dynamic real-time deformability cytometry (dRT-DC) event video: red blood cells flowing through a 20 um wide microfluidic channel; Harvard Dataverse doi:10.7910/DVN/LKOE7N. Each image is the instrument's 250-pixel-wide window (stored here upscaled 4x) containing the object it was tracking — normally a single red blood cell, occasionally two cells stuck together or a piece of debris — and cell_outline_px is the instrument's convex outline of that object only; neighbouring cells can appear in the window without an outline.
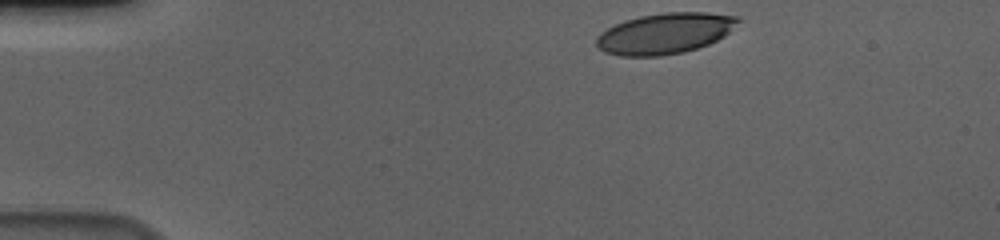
{"species": "human", "species_latin": "Homo sapiens", "temperature_condition": "cold", "stored_images_in_passage": 40, "camera_frame_rate_fps": 3000, "um_per_image_px": 0.085, "donor": {"sex": "male"}, "frame": {"image": 1, "passage_image": 1, "time_ms": 0.0, "image_size_px": [1000, 240], "cell_outline_px": [[744, 20], [724, 36], [708, 44], [684, 52], [660, 56], [620, 56], [604, 52], [596, 44], [596, 36], [600, 32], [624, 20], [640, 16], [664, 12], [708, 12], [740, 16]], "centroid_in_image_um": [56.56, 2.83], "position_along_channel_um": 28.4, "area_um2": 33.99}}
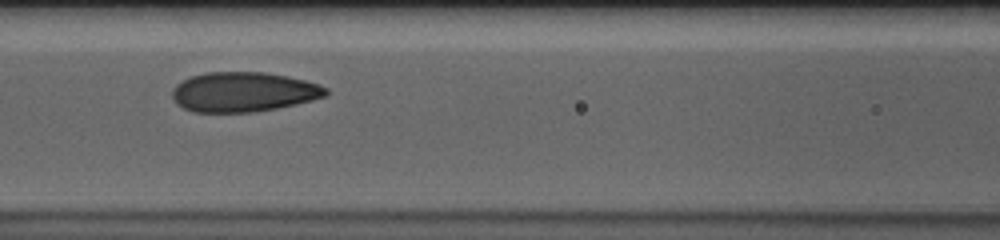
{"frame": {"image": 2, "passage_image": 17, "time_ms": 5.333, "image_size_px": [1000, 240], "cell_outline_px": [[328, 96], [296, 104], [276, 108], [252, 112], [196, 112], [184, 108], [176, 104], [172, 96], [172, 88], [176, 84], [192, 76], [208, 72], [264, 72], [304, 80], [320, 84], [328, 88]], "centroid_in_image_um": [20.71, 7.82], "position_along_channel_um": 145.9, "area_um2": 35.55}}
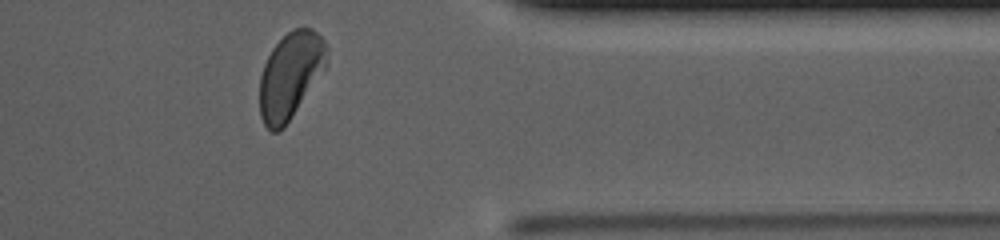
{"frame": {"image": 3, "passage_image": 38, "time_ms": 12.333, "image_size_px": [1000, 240], "cell_outline_px": [[328, 64], [284, 128], [280, 132], [272, 132], [264, 124], [260, 116], [260, 76], [264, 64], [272, 48], [292, 28], [312, 28], [324, 40], [328, 48]], "centroid_in_image_um": [24.69, 6.41], "position_along_channel_um": 386.7, "area_um2": 33.76}, "authors_computed_cell_mechanics": {"area_um2": 35.547, "velocity_mm_per_s": 3.6088, "shape_relaxation_time_tau1_ms": 3.5546, "shape_relaxation_time_tau2_ms": null, "deformation_change_tau1": 0.1489, "deformation_change_tau2": null}}